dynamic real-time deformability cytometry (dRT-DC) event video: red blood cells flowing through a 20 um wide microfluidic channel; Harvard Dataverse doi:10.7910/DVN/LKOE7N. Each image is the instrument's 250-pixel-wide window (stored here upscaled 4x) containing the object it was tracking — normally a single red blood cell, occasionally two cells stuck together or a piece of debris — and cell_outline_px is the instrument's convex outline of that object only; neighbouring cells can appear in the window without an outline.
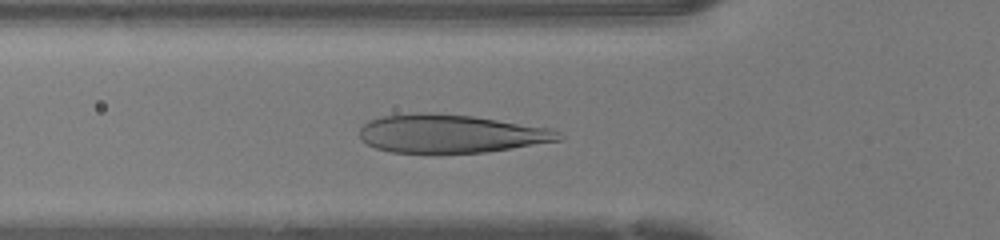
{"species": "human", "species_latin": "Homo sapiens", "temperature_condition": "warm", "stored_images_in_passage": 37, "camera_frame_rate_fps": 3000, "um_per_image_px": 0.085, "donor": {"sex": "female"}, "frame": {"image": 1, "passage_image": 13, "time_ms": 4.0, "image_size_px": [1000, 240], "cell_outline_px": [[564, 136], [560, 140], [512, 148], [484, 152], [392, 152], [376, 148], [368, 144], [360, 136], [360, 128], [368, 120], [380, 116], [416, 112], [424, 112], [472, 116], [552, 128], [560, 132]], "centroid_in_image_um": [38.31, 11.35], "position_along_channel_um": 87.5, "area_um2": 44.22}}
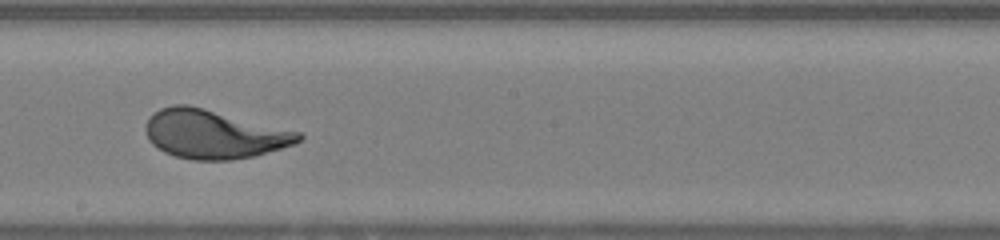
{"frame": {"image": 2, "passage_image": 23, "time_ms": 7.333, "image_size_px": [1000, 240], "cell_outline_px": [[304, 136], [296, 144], [252, 156], [232, 160], [192, 160], [176, 156], [164, 152], [152, 144], [148, 140], [144, 128], [148, 120], [160, 108], [172, 104], [188, 104], [300, 132]], "centroid_in_image_um": [18.15, 11.41], "position_along_channel_um": 230.0, "area_um2": 43.23}}
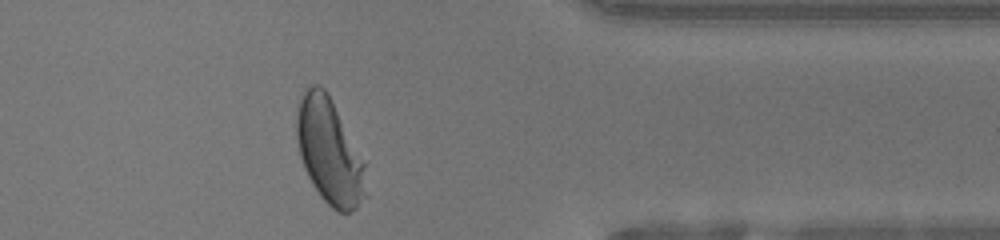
{"frame": {"image": 3, "passage_image": 35, "time_ms": 11.333, "image_size_px": [1000, 240], "cell_outline_px": [[368, 196], [356, 208], [348, 212], [340, 212], [332, 208], [320, 196], [312, 184], [304, 168], [300, 156], [296, 140], [296, 116], [300, 96], [304, 88], [312, 84], [320, 84], [328, 92], [364, 164]], "centroid_in_image_um": [27.97, 12.87], "position_along_channel_um": 383.4, "area_um2": 42.54}}